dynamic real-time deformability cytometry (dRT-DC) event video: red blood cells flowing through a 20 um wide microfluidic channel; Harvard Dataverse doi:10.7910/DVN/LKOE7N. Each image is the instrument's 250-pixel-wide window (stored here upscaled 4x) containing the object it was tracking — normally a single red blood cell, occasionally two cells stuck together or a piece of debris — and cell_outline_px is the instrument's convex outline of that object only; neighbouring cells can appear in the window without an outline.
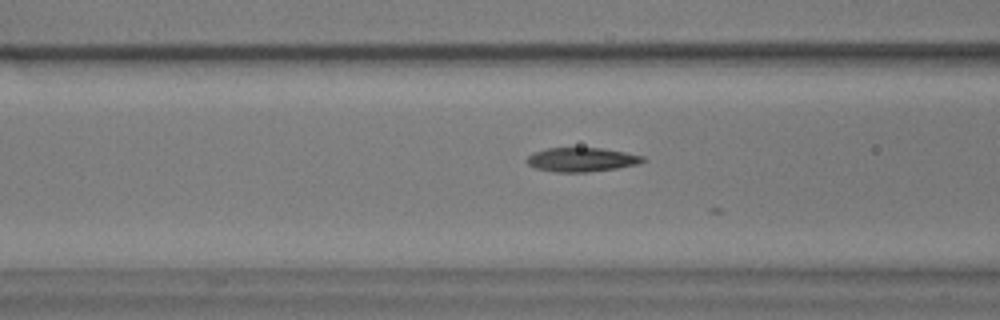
{"species": "common noctule bat (a hibernating species)", "species_latin": "Nyctalus noctula", "temperature_condition": "warm", "stored_images_in_passage": 12, "camera_frame_rate_fps": 3000, "um_per_image_px": 0.085, "animal": {"sex": "male", "body_mass_g": 17.9}, "frame": {"image": 1, "passage_image": 7, "time_ms": 2.0, "image_size_px": [1000, 320], "cell_outline_px": [[648, 160], [640, 164], [616, 168], [584, 172], [556, 172], [536, 168], [528, 164], [524, 160], [532, 152], [548, 148], [600, 148], [624, 152], [644, 156]], "centroid_in_image_um": [49.44, 13.56], "position_along_channel_um": 117.2, "area_um2": 16.3}}
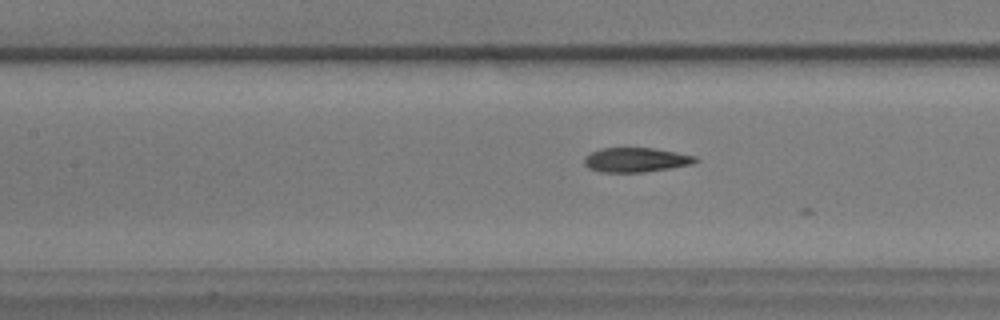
{"frame": {"image": 2, "passage_image": 10, "time_ms": 3.0, "image_size_px": [1000, 320], "cell_outline_px": [[700, 160], [692, 164], [644, 172], [600, 172], [588, 168], [584, 164], [584, 156], [600, 148], [652, 148], [676, 152], [696, 156]], "centroid_in_image_um": [54.03, 13.59], "position_along_channel_um": 153.4, "area_um2": 15.84}}